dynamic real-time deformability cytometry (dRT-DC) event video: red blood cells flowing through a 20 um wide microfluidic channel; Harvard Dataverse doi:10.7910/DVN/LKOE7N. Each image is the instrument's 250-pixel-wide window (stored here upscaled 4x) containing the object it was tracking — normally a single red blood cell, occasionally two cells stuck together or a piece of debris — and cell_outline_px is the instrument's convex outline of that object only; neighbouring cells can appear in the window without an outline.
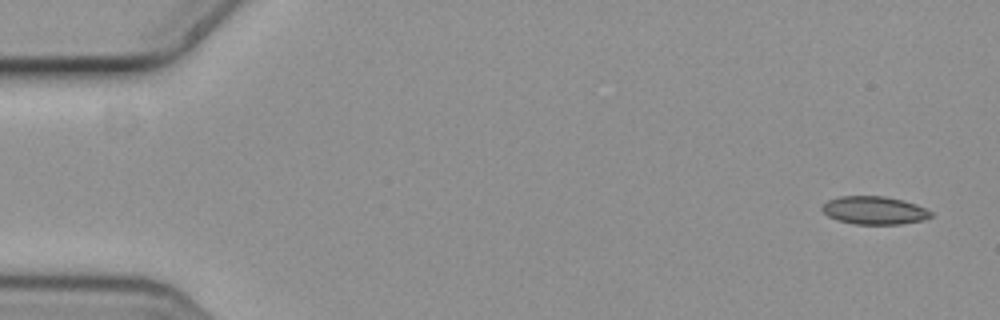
{"species": "common noctule bat (a hibernating species)", "species_latin": "Nyctalus noctula", "temperature_condition": "cold", "stored_images_in_passage": 6, "segment_of_instrument_passage": [1, 2], "camera_frame_rate_fps": 3000, "um_per_image_px": 0.085, "animal": {"sex": "female", "body_mass_g": 19.3, "forearm_length_mm": 54.1}, "frame": {"image": 1, "passage_image": 1, "time_ms": 0.0, "image_size_px": [1000, 320], "cell_outline_px": [[932, 216], [924, 220], [900, 224], [856, 224], [840, 220], [828, 216], [820, 208], [828, 200], [840, 196], [884, 196], [904, 200], [916, 204], [932, 212]], "centroid_in_image_um": [74.33, 17.87], "position_along_channel_um": 10.7, "area_um2": 17.69}}
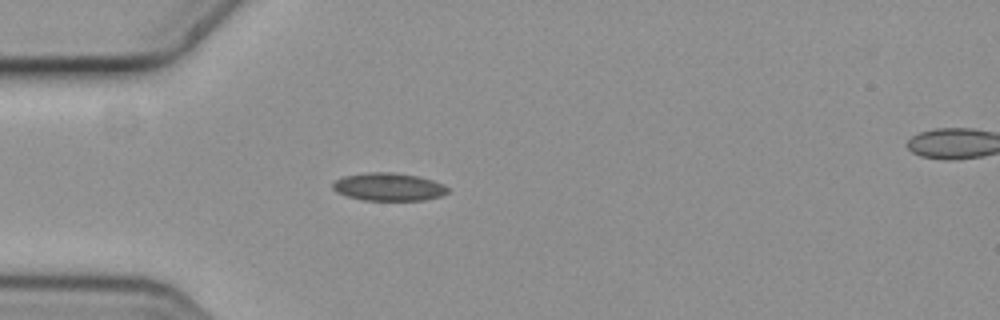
{"frame": {"image": 2, "passage_image": 5, "time_ms": 1.333, "image_size_px": [1000, 320], "cell_outline_px": [[448, 192], [440, 196], [424, 200], [364, 200], [348, 196], [336, 192], [332, 188], [332, 184], [336, 180], [344, 176], [368, 172], [392, 172], [420, 176], [444, 184], [448, 188]], "centroid_in_image_um": [33.04, 15.87], "position_along_channel_um": 52.0, "area_um2": 18.67}}